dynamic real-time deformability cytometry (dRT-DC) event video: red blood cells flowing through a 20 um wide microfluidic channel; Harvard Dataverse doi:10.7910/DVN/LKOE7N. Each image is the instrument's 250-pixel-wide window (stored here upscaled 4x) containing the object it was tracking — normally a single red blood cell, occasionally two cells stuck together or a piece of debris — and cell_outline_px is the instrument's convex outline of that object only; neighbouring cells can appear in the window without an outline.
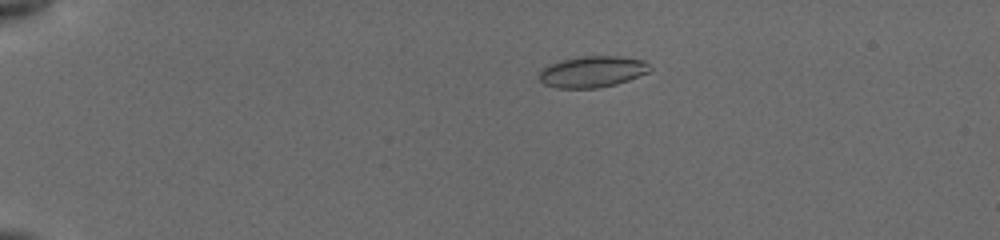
{"species": "common noctule bat (a hibernating species)", "species_latin": "Nyctalus noctula", "temperature_condition": "cold", "stored_images_in_passage": 56, "camera_frame_rate_fps": 3000, "um_per_image_px": 0.085, "animal": {"sex": "female", "body_mass_g": 19.5, "forearm_length_mm": 54.1}, "frame": {"image": 1, "passage_image": 9, "time_ms": 4.333, "image_size_px": [1000, 240], "cell_outline_px": [[652, 68], [648, 72], [628, 80], [616, 84], [596, 88], [556, 88], [544, 84], [536, 76], [540, 68], [548, 64], [560, 60], [580, 56], [620, 56], [644, 60], [652, 64]], "centroid_in_image_um": [50.31, 6.08], "position_along_channel_um": 34.7, "area_um2": 20.58}}
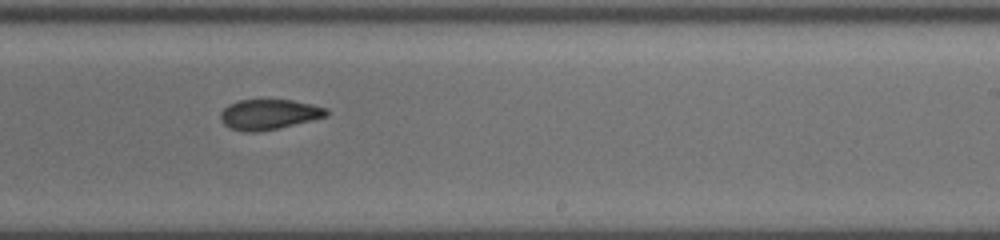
{"frame": {"image": 2, "passage_image": 32, "time_ms": 12.333, "image_size_px": [1000, 240], "cell_outline_px": [[328, 116], [276, 128], [256, 132], [240, 132], [228, 128], [220, 120], [220, 112], [228, 104], [240, 100], [292, 100], [312, 104], [328, 108]], "centroid_in_image_um": [22.82, 9.72], "position_along_channel_um": 266.2, "area_um2": 18.67}}
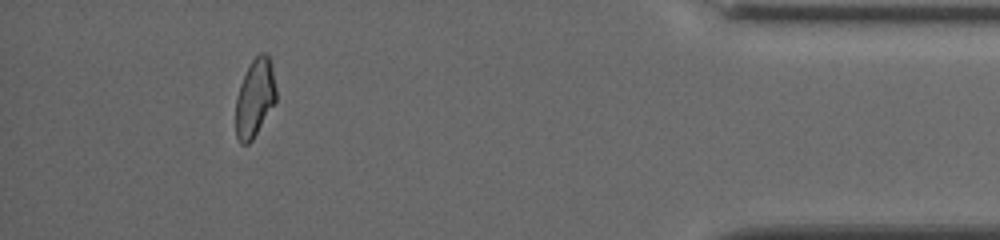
{"frame": {"image": 3, "passage_image": 50, "time_ms": 17.333, "image_size_px": [1000, 240], "cell_outline_px": [[276, 100], [252, 140], [248, 144], [240, 144], [236, 136], [236, 96], [240, 84], [252, 60], [260, 52], [264, 52], [268, 56], [272, 64], [276, 88]], "centroid_in_image_um": [21.66, 8.32], "position_along_channel_um": 413.5, "area_um2": 18.21}, "authors_computed_cell_mechanics": {"area_um2": 19.2185, "velocity_mm_per_s": 3.8299, "shape_relaxation_time_tau1_ms": 8.7777, "shape_relaxation_time_tau2_ms": 2.6129, "deformation_change_tau1": 0.1462, "deformation_change_tau2": 0.0792}}